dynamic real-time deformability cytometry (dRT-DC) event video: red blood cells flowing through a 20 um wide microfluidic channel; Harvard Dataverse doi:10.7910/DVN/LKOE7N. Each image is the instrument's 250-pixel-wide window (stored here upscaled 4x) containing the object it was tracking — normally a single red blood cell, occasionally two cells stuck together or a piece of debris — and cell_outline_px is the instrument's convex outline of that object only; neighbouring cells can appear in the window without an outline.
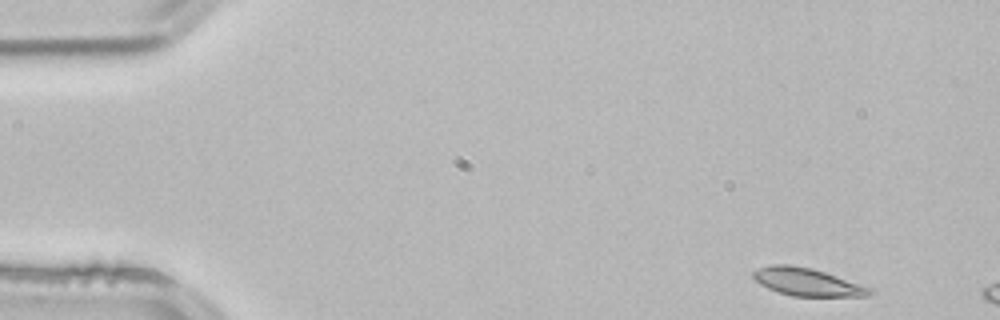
{"species": "common noctule bat (a hibernating species)", "species_latin": "Nyctalus noctula", "temperature_condition": "room temperature", "stored_images_in_passage": 3, "camera_frame_rate_fps": 3000, "um_per_image_px": 0.085, "animal": {"sex": "male", "body_mass_g": 21.5, "forearm_length_mm": 52.0}, "frame": {"image": 1, "passage_image": 1, "time_ms": 0.0, "image_size_px": [1000, 320], "cell_outline_px": [[872, 292], [868, 296], [792, 296], [768, 288], [760, 284], [752, 276], [752, 272], [760, 268], [772, 264], [788, 264], [812, 268], [872, 288]], "centroid_in_image_um": [68.59, 23.96], "position_along_channel_um": 16.4, "area_um2": 18.55}}